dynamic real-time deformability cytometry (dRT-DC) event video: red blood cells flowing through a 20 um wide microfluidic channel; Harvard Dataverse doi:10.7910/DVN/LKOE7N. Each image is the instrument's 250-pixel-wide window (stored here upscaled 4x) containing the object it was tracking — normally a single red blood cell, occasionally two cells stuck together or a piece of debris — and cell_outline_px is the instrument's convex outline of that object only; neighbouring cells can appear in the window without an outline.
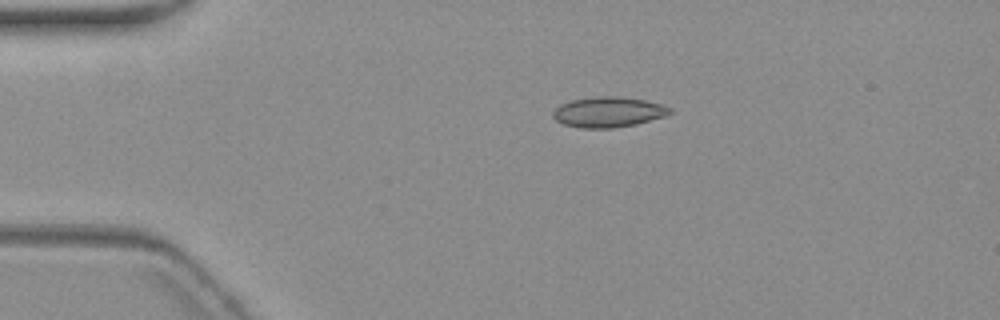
{"species": "common noctule bat (a hibernating species)", "species_latin": "Nyctalus noctula", "temperature_condition": "warm", "stored_images_in_passage": 6, "camera_frame_rate_fps": 3000, "um_per_image_px": 0.085, "animal": {"sex": "female", "body_mass_g": 19.3, "forearm_length_mm": 54.1}, "frame": {"image": 1, "passage_image": 6, "time_ms": 6.0, "image_size_px": [1000, 320], "cell_outline_px": [[672, 112], [668, 116], [636, 124], [612, 128], [580, 128], [564, 124], [556, 120], [552, 116], [552, 112], [560, 104], [572, 100], [600, 96], [616, 96], [644, 100], [660, 104], [672, 108]], "centroid_in_image_um": [51.72, 9.53], "position_along_channel_um": 33.3, "area_um2": 20.69}}